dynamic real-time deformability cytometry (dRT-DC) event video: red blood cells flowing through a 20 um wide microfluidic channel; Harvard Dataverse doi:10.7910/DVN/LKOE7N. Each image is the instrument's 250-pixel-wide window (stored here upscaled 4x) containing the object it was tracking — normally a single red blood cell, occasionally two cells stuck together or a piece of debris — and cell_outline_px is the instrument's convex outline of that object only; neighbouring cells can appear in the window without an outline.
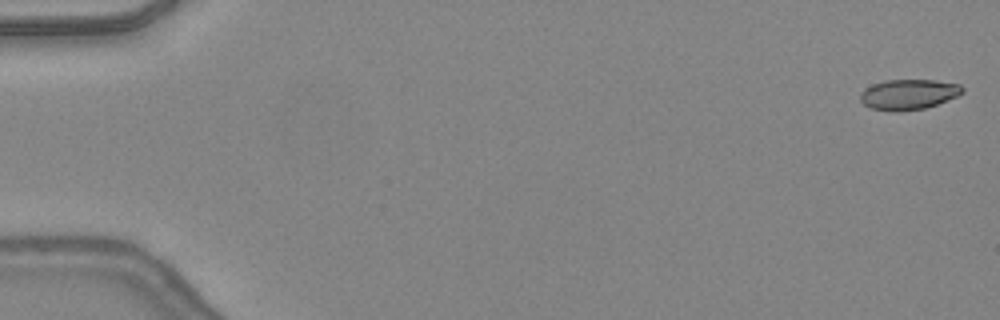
{"species": "common noctule bat (a hibernating species)", "species_latin": "Nyctalus noctula", "temperature_condition": "warm", "stored_images_in_passage": 47, "camera_frame_rate_fps": 3000, "um_per_image_px": 0.085, "animal": {"sex": "female", "body_mass_g": 24.6, "forearm_length_mm": 56.2}, "frame": {"image": 1, "passage_image": 1, "time_ms": 0.0, "image_size_px": [1000, 320], "cell_outline_px": [[964, 92], [956, 96], [936, 104], [924, 108], [896, 112], [872, 108], [864, 104], [860, 100], [860, 92], [872, 84], [884, 80], [936, 80], [960, 84], [964, 88]], "centroid_in_image_um": [77.21, 8.01], "position_along_channel_um": 7.8, "area_um2": 17.98}}
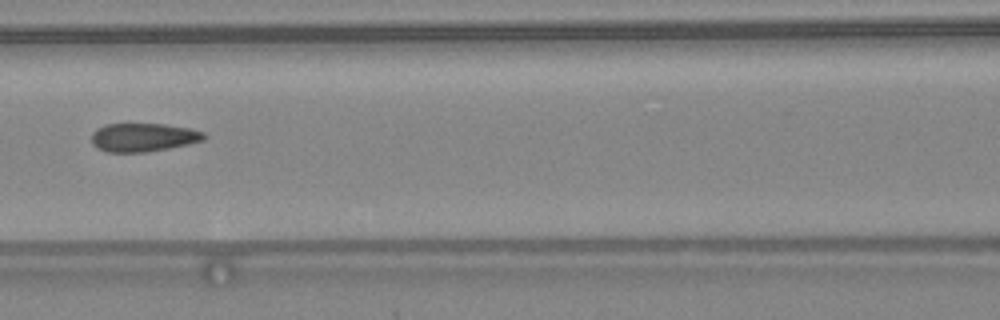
{"frame": {"image": 2, "passage_image": 22, "time_ms": 7.0, "image_size_px": [1000, 320], "cell_outline_px": [[204, 140], [188, 144], [148, 152], [108, 152], [96, 148], [92, 144], [92, 132], [96, 128], [104, 124], [164, 124], [192, 128], [204, 132]], "centroid_in_image_um": [12.15, 11.67], "position_along_channel_um": 154.4, "area_um2": 18.79}}
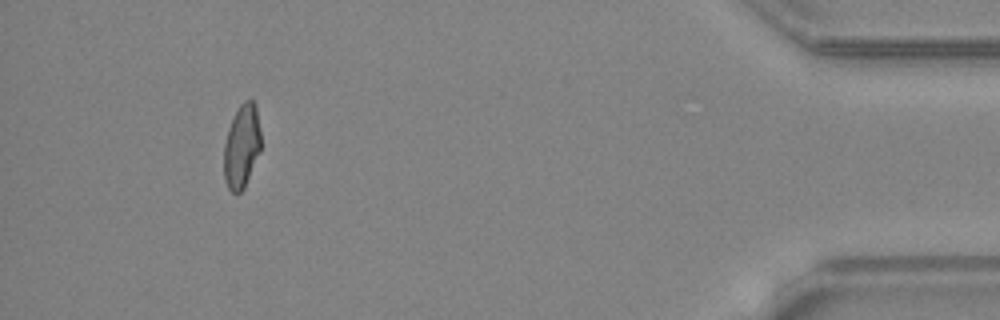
{"frame": {"image": 3, "passage_image": 44, "time_ms": 14.333, "image_size_px": [1000, 320], "cell_outline_px": [[260, 152], [244, 188], [240, 192], [232, 192], [228, 188], [224, 180], [224, 144], [228, 128], [240, 104], [244, 100], [252, 100], [256, 104], [260, 132]], "centroid_in_image_um": [20.54, 12.44], "position_along_channel_um": 414.7, "area_um2": 17.98}, "authors_computed_cell_mechanics": {"area_um2": 19.074, "velocity_mm_per_s": 4.434, "shape_relaxation_time_tau1_ms": null, "shape_relaxation_time_tau2_ms": 1.3354, "deformation_change_tau1": null, "deformation_change_tau2": 0.0749}}